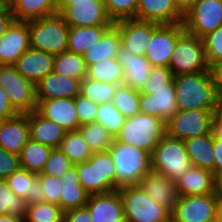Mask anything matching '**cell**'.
Returning <instances> with one entry per match:
<instances>
[{
  "instance_id": "obj_1",
  "label": "cell",
  "mask_w": 222,
  "mask_h": 222,
  "mask_svg": "<svg viewBox=\"0 0 222 222\" xmlns=\"http://www.w3.org/2000/svg\"><path fill=\"white\" fill-rule=\"evenodd\" d=\"M178 110L219 109L213 75L210 71L173 76Z\"/></svg>"
},
{
  "instance_id": "obj_2",
  "label": "cell",
  "mask_w": 222,
  "mask_h": 222,
  "mask_svg": "<svg viewBox=\"0 0 222 222\" xmlns=\"http://www.w3.org/2000/svg\"><path fill=\"white\" fill-rule=\"evenodd\" d=\"M109 152L116 170L115 190L124 186L139 185L141 178L152 169L151 153L146 150L114 139Z\"/></svg>"
},
{
  "instance_id": "obj_3",
  "label": "cell",
  "mask_w": 222,
  "mask_h": 222,
  "mask_svg": "<svg viewBox=\"0 0 222 222\" xmlns=\"http://www.w3.org/2000/svg\"><path fill=\"white\" fill-rule=\"evenodd\" d=\"M165 135V121L160 117L139 113L125 119L122 129L114 139L152 153Z\"/></svg>"
},
{
  "instance_id": "obj_4",
  "label": "cell",
  "mask_w": 222,
  "mask_h": 222,
  "mask_svg": "<svg viewBox=\"0 0 222 222\" xmlns=\"http://www.w3.org/2000/svg\"><path fill=\"white\" fill-rule=\"evenodd\" d=\"M30 47L52 55L67 50L69 25L59 14L28 21Z\"/></svg>"
},
{
  "instance_id": "obj_5",
  "label": "cell",
  "mask_w": 222,
  "mask_h": 222,
  "mask_svg": "<svg viewBox=\"0 0 222 222\" xmlns=\"http://www.w3.org/2000/svg\"><path fill=\"white\" fill-rule=\"evenodd\" d=\"M79 183L89 194L115 190V166L108 151L93 152L88 161L75 165Z\"/></svg>"
},
{
  "instance_id": "obj_6",
  "label": "cell",
  "mask_w": 222,
  "mask_h": 222,
  "mask_svg": "<svg viewBox=\"0 0 222 222\" xmlns=\"http://www.w3.org/2000/svg\"><path fill=\"white\" fill-rule=\"evenodd\" d=\"M117 190L127 222H170V212L152 200L139 185L124 186Z\"/></svg>"
},
{
  "instance_id": "obj_7",
  "label": "cell",
  "mask_w": 222,
  "mask_h": 222,
  "mask_svg": "<svg viewBox=\"0 0 222 222\" xmlns=\"http://www.w3.org/2000/svg\"><path fill=\"white\" fill-rule=\"evenodd\" d=\"M191 166L184 141L171 138L167 134L151 153V168L174 182Z\"/></svg>"
},
{
  "instance_id": "obj_8",
  "label": "cell",
  "mask_w": 222,
  "mask_h": 222,
  "mask_svg": "<svg viewBox=\"0 0 222 222\" xmlns=\"http://www.w3.org/2000/svg\"><path fill=\"white\" fill-rule=\"evenodd\" d=\"M168 68L173 76L210 71L202 38L185 31L177 39Z\"/></svg>"
},
{
  "instance_id": "obj_9",
  "label": "cell",
  "mask_w": 222,
  "mask_h": 222,
  "mask_svg": "<svg viewBox=\"0 0 222 222\" xmlns=\"http://www.w3.org/2000/svg\"><path fill=\"white\" fill-rule=\"evenodd\" d=\"M0 87L8 95L17 114H29L37 108L35 84L23 78L14 65H0Z\"/></svg>"
},
{
  "instance_id": "obj_10",
  "label": "cell",
  "mask_w": 222,
  "mask_h": 222,
  "mask_svg": "<svg viewBox=\"0 0 222 222\" xmlns=\"http://www.w3.org/2000/svg\"><path fill=\"white\" fill-rule=\"evenodd\" d=\"M219 109L178 110L166 122V134L175 139L185 140L211 132L214 115Z\"/></svg>"
},
{
  "instance_id": "obj_11",
  "label": "cell",
  "mask_w": 222,
  "mask_h": 222,
  "mask_svg": "<svg viewBox=\"0 0 222 222\" xmlns=\"http://www.w3.org/2000/svg\"><path fill=\"white\" fill-rule=\"evenodd\" d=\"M185 32L183 22L158 24L153 22V35L147 44L144 57L152 66L168 67L177 44V39Z\"/></svg>"
},
{
  "instance_id": "obj_12",
  "label": "cell",
  "mask_w": 222,
  "mask_h": 222,
  "mask_svg": "<svg viewBox=\"0 0 222 222\" xmlns=\"http://www.w3.org/2000/svg\"><path fill=\"white\" fill-rule=\"evenodd\" d=\"M217 211V194L178 196L170 222H208Z\"/></svg>"
},
{
  "instance_id": "obj_13",
  "label": "cell",
  "mask_w": 222,
  "mask_h": 222,
  "mask_svg": "<svg viewBox=\"0 0 222 222\" xmlns=\"http://www.w3.org/2000/svg\"><path fill=\"white\" fill-rule=\"evenodd\" d=\"M185 31L197 37L215 31L222 25V0H198L184 13Z\"/></svg>"
},
{
  "instance_id": "obj_14",
  "label": "cell",
  "mask_w": 222,
  "mask_h": 222,
  "mask_svg": "<svg viewBox=\"0 0 222 222\" xmlns=\"http://www.w3.org/2000/svg\"><path fill=\"white\" fill-rule=\"evenodd\" d=\"M139 108L141 114L160 117L168 122L178 112L174 80L159 88H142Z\"/></svg>"
},
{
  "instance_id": "obj_15",
  "label": "cell",
  "mask_w": 222,
  "mask_h": 222,
  "mask_svg": "<svg viewBox=\"0 0 222 222\" xmlns=\"http://www.w3.org/2000/svg\"><path fill=\"white\" fill-rule=\"evenodd\" d=\"M57 13L63 17L69 27L113 24L103 0L78 2L72 6H57Z\"/></svg>"
},
{
  "instance_id": "obj_16",
  "label": "cell",
  "mask_w": 222,
  "mask_h": 222,
  "mask_svg": "<svg viewBox=\"0 0 222 222\" xmlns=\"http://www.w3.org/2000/svg\"><path fill=\"white\" fill-rule=\"evenodd\" d=\"M30 47L28 21H14L0 37V65H14Z\"/></svg>"
},
{
  "instance_id": "obj_17",
  "label": "cell",
  "mask_w": 222,
  "mask_h": 222,
  "mask_svg": "<svg viewBox=\"0 0 222 222\" xmlns=\"http://www.w3.org/2000/svg\"><path fill=\"white\" fill-rule=\"evenodd\" d=\"M114 24L119 28L121 45L133 54L143 56L153 35V22L125 19Z\"/></svg>"
},
{
  "instance_id": "obj_18",
  "label": "cell",
  "mask_w": 222,
  "mask_h": 222,
  "mask_svg": "<svg viewBox=\"0 0 222 222\" xmlns=\"http://www.w3.org/2000/svg\"><path fill=\"white\" fill-rule=\"evenodd\" d=\"M86 207L91 213L92 222L126 221L118 190L90 194Z\"/></svg>"
},
{
  "instance_id": "obj_19",
  "label": "cell",
  "mask_w": 222,
  "mask_h": 222,
  "mask_svg": "<svg viewBox=\"0 0 222 222\" xmlns=\"http://www.w3.org/2000/svg\"><path fill=\"white\" fill-rule=\"evenodd\" d=\"M36 111L44 118L63 127L66 131L78 129L75 98L37 101Z\"/></svg>"
},
{
  "instance_id": "obj_20",
  "label": "cell",
  "mask_w": 222,
  "mask_h": 222,
  "mask_svg": "<svg viewBox=\"0 0 222 222\" xmlns=\"http://www.w3.org/2000/svg\"><path fill=\"white\" fill-rule=\"evenodd\" d=\"M139 186L156 203L166 208L170 213L173 211L178 198L174 181L151 169L141 178Z\"/></svg>"
},
{
  "instance_id": "obj_21",
  "label": "cell",
  "mask_w": 222,
  "mask_h": 222,
  "mask_svg": "<svg viewBox=\"0 0 222 222\" xmlns=\"http://www.w3.org/2000/svg\"><path fill=\"white\" fill-rule=\"evenodd\" d=\"M136 19L158 24L183 22L184 14L174 0H138Z\"/></svg>"
},
{
  "instance_id": "obj_22",
  "label": "cell",
  "mask_w": 222,
  "mask_h": 222,
  "mask_svg": "<svg viewBox=\"0 0 222 222\" xmlns=\"http://www.w3.org/2000/svg\"><path fill=\"white\" fill-rule=\"evenodd\" d=\"M14 66L23 78L36 85L53 72L54 55L29 47Z\"/></svg>"
},
{
  "instance_id": "obj_23",
  "label": "cell",
  "mask_w": 222,
  "mask_h": 222,
  "mask_svg": "<svg viewBox=\"0 0 222 222\" xmlns=\"http://www.w3.org/2000/svg\"><path fill=\"white\" fill-rule=\"evenodd\" d=\"M80 87V80L61 76L53 71L35 85L36 100L75 98L80 94Z\"/></svg>"
},
{
  "instance_id": "obj_24",
  "label": "cell",
  "mask_w": 222,
  "mask_h": 222,
  "mask_svg": "<svg viewBox=\"0 0 222 222\" xmlns=\"http://www.w3.org/2000/svg\"><path fill=\"white\" fill-rule=\"evenodd\" d=\"M117 60L123 67V84L136 90H141L147 82L152 65L143 56L133 54L122 45L117 54Z\"/></svg>"
},
{
  "instance_id": "obj_25",
  "label": "cell",
  "mask_w": 222,
  "mask_h": 222,
  "mask_svg": "<svg viewBox=\"0 0 222 222\" xmlns=\"http://www.w3.org/2000/svg\"><path fill=\"white\" fill-rule=\"evenodd\" d=\"M29 139V114H17L2 122L0 147L6 151L19 155Z\"/></svg>"
},
{
  "instance_id": "obj_26",
  "label": "cell",
  "mask_w": 222,
  "mask_h": 222,
  "mask_svg": "<svg viewBox=\"0 0 222 222\" xmlns=\"http://www.w3.org/2000/svg\"><path fill=\"white\" fill-rule=\"evenodd\" d=\"M175 183L178 196L216 194L214 174L199 167L191 166Z\"/></svg>"
},
{
  "instance_id": "obj_27",
  "label": "cell",
  "mask_w": 222,
  "mask_h": 222,
  "mask_svg": "<svg viewBox=\"0 0 222 222\" xmlns=\"http://www.w3.org/2000/svg\"><path fill=\"white\" fill-rule=\"evenodd\" d=\"M66 130L41 116L36 110L29 113L30 139L52 148H59Z\"/></svg>"
},
{
  "instance_id": "obj_28",
  "label": "cell",
  "mask_w": 222,
  "mask_h": 222,
  "mask_svg": "<svg viewBox=\"0 0 222 222\" xmlns=\"http://www.w3.org/2000/svg\"><path fill=\"white\" fill-rule=\"evenodd\" d=\"M60 180L64 183L60 197L61 211L66 212L71 209L85 207L90 194L79 183L75 165L69 168L60 177Z\"/></svg>"
},
{
  "instance_id": "obj_29",
  "label": "cell",
  "mask_w": 222,
  "mask_h": 222,
  "mask_svg": "<svg viewBox=\"0 0 222 222\" xmlns=\"http://www.w3.org/2000/svg\"><path fill=\"white\" fill-rule=\"evenodd\" d=\"M121 46L119 28L113 23L101 37V39L88 48L83 54L86 65H92L103 59L117 58Z\"/></svg>"
},
{
  "instance_id": "obj_30",
  "label": "cell",
  "mask_w": 222,
  "mask_h": 222,
  "mask_svg": "<svg viewBox=\"0 0 222 222\" xmlns=\"http://www.w3.org/2000/svg\"><path fill=\"white\" fill-rule=\"evenodd\" d=\"M192 166L209 170L214 174V151L212 132L184 140Z\"/></svg>"
},
{
  "instance_id": "obj_31",
  "label": "cell",
  "mask_w": 222,
  "mask_h": 222,
  "mask_svg": "<svg viewBox=\"0 0 222 222\" xmlns=\"http://www.w3.org/2000/svg\"><path fill=\"white\" fill-rule=\"evenodd\" d=\"M58 0H10L16 21H30L57 13Z\"/></svg>"
},
{
  "instance_id": "obj_32",
  "label": "cell",
  "mask_w": 222,
  "mask_h": 222,
  "mask_svg": "<svg viewBox=\"0 0 222 222\" xmlns=\"http://www.w3.org/2000/svg\"><path fill=\"white\" fill-rule=\"evenodd\" d=\"M112 24L95 26L69 27L67 50L83 54L93 44L97 43Z\"/></svg>"
},
{
  "instance_id": "obj_33",
  "label": "cell",
  "mask_w": 222,
  "mask_h": 222,
  "mask_svg": "<svg viewBox=\"0 0 222 222\" xmlns=\"http://www.w3.org/2000/svg\"><path fill=\"white\" fill-rule=\"evenodd\" d=\"M52 147L29 139L19 153L21 168L36 174L42 173Z\"/></svg>"
},
{
  "instance_id": "obj_34",
  "label": "cell",
  "mask_w": 222,
  "mask_h": 222,
  "mask_svg": "<svg viewBox=\"0 0 222 222\" xmlns=\"http://www.w3.org/2000/svg\"><path fill=\"white\" fill-rule=\"evenodd\" d=\"M53 71L61 76L82 81L87 75V65L81 54L66 50L54 56Z\"/></svg>"
},
{
  "instance_id": "obj_35",
  "label": "cell",
  "mask_w": 222,
  "mask_h": 222,
  "mask_svg": "<svg viewBox=\"0 0 222 222\" xmlns=\"http://www.w3.org/2000/svg\"><path fill=\"white\" fill-rule=\"evenodd\" d=\"M86 78L94 81L122 85L123 67L117 58L103 59V61L87 66Z\"/></svg>"
},
{
  "instance_id": "obj_36",
  "label": "cell",
  "mask_w": 222,
  "mask_h": 222,
  "mask_svg": "<svg viewBox=\"0 0 222 222\" xmlns=\"http://www.w3.org/2000/svg\"><path fill=\"white\" fill-rule=\"evenodd\" d=\"M59 148L74 165L88 161L93 155L92 150L78 130L67 131Z\"/></svg>"
},
{
  "instance_id": "obj_37",
  "label": "cell",
  "mask_w": 222,
  "mask_h": 222,
  "mask_svg": "<svg viewBox=\"0 0 222 222\" xmlns=\"http://www.w3.org/2000/svg\"><path fill=\"white\" fill-rule=\"evenodd\" d=\"M92 152L108 151L113 144L114 137L98 123L81 125L77 129Z\"/></svg>"
},
{
  "instance_id": "obj_38",
  "label": "cell",
  "mask_w": 222,
  "mask_h": 222,
  "mask_svg": "<svg viewBox=\"0 0 222 222\" xmlns=\"http://www.w3.org/2000/svg\"><path fill=\"white\" fill-rule=\"evenodd\" d=\"M140 90L132 87L117 85L112 103L126 118L140 113Z\"/></svg>"
},
{
  "instance_id": "obj_39",
  "label": "cell",
  "mask_w": 222,
  "mask_h": 222,
  "mask_svg": "<svg viewBox=\"0 0 222 222\" xmlns=\"http://www.w3.org/2000/svg\"><path fill=\"white\" fill-rule=\"evenodd\" d=\"M116 87V84L84 78L81 81L80 94L96 104H103L113 101Z\"/></svg>"
},
{
  "instance_id": "obj_40",
  "label": "cell",
  "mask_w": 222,
  "mask_h": 222,
  "mask_svg": "<svg viewBox=\"0 0 222 222\" xmlns=\"http://www.w3.org/2000/svg\"><path fill=\"white\" fill-rule=\"evenodd\" d=\"M26 211V200L14 194L7 182L0 179V215L8 214L24 220Z\"/></svg>"
},
{
  "instance_id": "obj_41",
  "label": "cell",
  "mask_w": 222,
  "mask_h": 222,
  "mask_svg": "<svg viewBox=\"0 0 222 222\" xmlns=\"http://www.w3.org/2000/svg\"><path fill=\"white\" fill-rule=\"evenodd\" d=\"M125 119L112 102L98 104L95 123L101 124L113 137L122 129Z\"/></svg>"
},
{
  "instance_id": "obj_42",
  "label": "cell",
  "mask_w": 222,
  "mask_h": 222,
  "mask_svg": "<svg viewBox=\"0 0 222 222\" xmlns=\"http://www.w3.org/2000/svg\"><path fill=\"white\" fill-rule=\"evenodd\" d=\"M60 207L48 202L27 205L24 222H62Z\"/></svg>"
},
{
  "instance_id": "obj_43",
  "label": "cell",
  "mask_w": 222,
  "mask_h": 222,
  "mask_svg": "<svg viewBox=\"0 0 222 222\" xmlns=\"http://www.w3.org/2000/svg\"><path fill=\"white\" fill-rule=\"evenodd\" d=\"M109 18L113 23L136 19L138 0H103Z\"/></svg>"
},
{
  "instance_id": "obj_44",
  "label": "cell",
  "mask_w": 222,
  "mask_h": 222,
  "mask_svg": "<svg viewBox=\"0 0 222 222\" xmlns=\"http://www.w3.org/2000/svg\"><path fill=\"white\" fill-rule=\"evenodd\" d=\"M205 56L210 69L222 62V25L202 37Z\"/></svg>"
},
{
  "instance_id": "obj_45",
  "label": "cell",
  "mask_w": 222,
  "mask_h": 222,
  "mask_svg": "<svg viewBox=\"0 0 222 222\" xmlns=\"http://www.w3.org/2000/svg\"><path fill=\"white\" fill-rule=\"evenodd\" d=\"M36 178V173L20 168L6 178L5 181L14 194H16L18 197L26 199L33 181Z\"/></svg>"
},
{
  "instance_id": "obj_46",
  "label": "cell",
  "mask_w": 222,
  "mask_h": 222,
  "mask_svg": "<svg viewBox=\"0 0 222 222\" xmlns=\"http://www.w3.org/2000/svg\"><path fill=\"white\" fill-rule=\"evenodd\" d=\"M74 164L69 158L60 150V148H52L50 157L48 158L42 174L50 176L61 177Z\"/></svg>"
},
{
  "instance_id": "obj_47",
  "label": "cell",
  "mask_w": 222,
  "mask_h": 222,
  "mask_svg": "<svg viewBox=\"0 0 222 222\" xmlns=\"http://www.w3.org/2000/svg\"><path fill=\"white\" fill-rule=\"evenodd\" d=\"M37 177L40 179L41 187L43 188L45 202L56 204L60 207V197L64 184L60 177L42 173L37 174Z\"/></svg>"
},
{
  "instance_id": "obj_48",
  "label": "cell",
  "mask_w": 222,
  "mask_h": 222,
  "mask_svg": "<svg viewBox=\"0 0 222 222\" xmlns=\"http://www.w3.org/2000/svg\"><path fill=\"white\" fill-rule=\"evenodd\" d=\"M78 128L81 125L95 122L98 104L79 94L75 97Z\"/></svg>"
},
{
  "instance_id": "obj_49",
  "label": "cell",
  "mask_w": 222,
  "mask_h": 222,
  "mask_svg": "<svg viewBox=\"0 0 222 222\" xmlns=\"http://www.w3.org/2000/svg\"><path fill=\"white\" fill-rule=\"evenodd\" d=\"M20 168L19 155L10 153L0 147V179L5 180Z\"/></svg>"
},
{
  "instance_id": "obj_50",
  "label": "cell",
  "mask_w": 222,
  "mask_h": 222,
  "mask_svg": "<svg viewBox=\"0 0 222 222\" xmlns=\"http://www.w3.org/2000/svg\"><path fill=\"white\" fill-rule=\"evenodd\" d=\"M173 79V73L165 66H152L147 82L143 88H159Z\"/></svg>"
},
{
  "instance_id": "obj_51",
  "label": "cell",
  "mask_w": 222,
  "mask_h": 222,
  "mask_svg": "<svg viewBox=\"0 0 222 222\" xmlns=\"http://www.w3.org/2000/svg\"><path fill=\"white\" fill-rule=\"evenodd\" d=\"M62 222H92V216L85 206L63 212Z\"/></svg>"
},
{
  "instance_id": "obj_52",
  "label": "cell",
  "mask_w": 222,
  "mask_h": 222,
  "mask_svg": "<svg viewBox=\"0 0 222 222\" xmlns=\"http://www.w3.org/2000/svg\"><path fill=\"white\" fill-rule=\"evenodd\" d=\"M25 200L27 205L36 204L45 201L43 188L41 187V182L38 177L33 181V184Z\"/></svg>"
},
{
  "instance_id": "obj_53",
  "label": "cell",
  "mask_w": 222,
  "mask_h": 222,
  "mask_svg": "<svg viewBox=\"0 0 222 222\" xmlns=\"http://www.w3.org/2000/svg\"><path fill=\"white\" fill-rule=\"evenodd\" d=\"M17 113L10 105L8 95L2 87H0V118L11 119L15 117Z\"/></svg>"
},
{
  "instance_id": "obj_54",
  "label": "cell",
  "mask_w": 222,
  "mask_h": 222,
  "mask_svg": "<svg viewBox=\"0 0 222 222\" xmlns=\"http://www.w3.org/2000/svg\"><path fill=\"white\" fill-rule=\"evenodd\" d=\"M214 176L222 173V140L213 137Z\"/></svg>"
},
{
  "instance_id": "obj_55",
  "label": "cell",
  "mask_w": 222,
  "mask_h": 222,
  "mask_svg": "<svg viewBox=\"0 0 222 222\" xmlns=\"http://www.w3.org/2000/svg\"><path fill=\"white\" fill-rule=\"evenodd\" d=\"M216 91L220 100H222V62L214 65L211 69Z\"/></svg>"
},
{
  "instance_id": "obj_56",
  "label": "cell",
  "mask_w": 222,
  "mask_h": 222,
  "mask_svg": "<svg viewBox=\"0 0 222 222\" xmlns=\"http://www.w3.org/2000/svg\"><path fill=\"white\" fill-rule=\"evenodd\" d=\"M211 132L215 139L222 140V116L218 112L212 119Z\"/></svg>"
},
{
  "instance_id": "obj_57",
  "label": "cell",
  "mask_w": 222,
  "mask_h": 222,
  "mask_svg": "<svg viewBox=\"0 0 222 222\" xmlns=\"http://www.w3.org/2000/svg\"><path fill=\"white\" fill-rule=\"evenodd\" d=\"M14 21V15H0V37L8 30Z\"/></svg>"
},
{
  "instance_id": "obj_58",
  "label": "cell",
  "mask_w": 222,
  "mask_h": 222,
  "mask_svg": "<svg viewBox=\"0 0 222 222\" xmlns=\"http://www.w3.org/2000/svg\"><path fill=\"white\" fill-rule=\"evenodd\" d=\"M198 0H174L179 10L184 14L188 11Z\"/></svg>"
},
{
  "instance_id": "obj_59",
  "label": "cell",
  "mask_w": 222,
  "mask_h": 222,
  "mask_svg": "<svg viewBox=\"0 0 222 222\" xmlns=\"http://www.w3.org/2000/svg\"><path fill=\"white\" fill-rule=\"evenodd\" d=\"M0 15H13L10 0H0Z\"/></svg>"
},
{
  "instance_id": "obj_60",
  "label": "cell",
  "mask_w": 222,
  "mask_h": 222,
  "mask_svg": "<svg viewBox=\"0 0 222 222\" xmlns=\"http://www.w3.org/2000/svg\"><path fill=\"white\" fill-rule=\"evenodd\" d=\"M0 222H24V220L16 216L4 214L0 215Z\"/></svg>"
},
{
  "instance_id": "obj_61",
  "label": "cell",
  "mask_w": 222,
  "mask_h": 222,
  "mask_svg": "<svg viewBox=\"0 0 222 222\" xmlns=\"http://www.w3.org/2000/svg\"><path fill=\"white\" fill-rule=\"evenodd\" d=\"M94 0H58L57 6H72L78 2H91Z\"/></svg>"
},
{
  "instance_id": "obj_62",
  "label": "cell",
  "mask_w": 222,
  "mask_h": 222,
  "mask_svg": "<svg viewBox=\"0 0 222 222\" xmlns=\"http://www.w3.org/2000/svg\"><path fill=\"white\" fill-rule=\"evenodd\" d=\"M216 194L222 196V173L215 178Z\"/></svg>"
},
{
  "instance_id": "obj_63",
  "label": "cell",
  "mask_w": 222,
  "mask_h": 222,
  "mask_svg": "<svg viewBox=\"0 0 222 222\" xmlns=\"http://www.w3.org/2000/svg\"><path fill=\"white\" fill-rule=\"evenodd\" d=\"M217 216L222 221V196H218V211Z\"/></svg>"
},
{
  "instance_id": "obj_64",
  "label": "cell",
  "mask_w": 222,
  "mask_h": 222,
  "mask_svg": "<svg viewBox=\"0 0 222 222\" xmlns=\"http://www.w3.org/2000/svg\"><path fill=\"white\" fill-rule=\"evenodd\" d=\"M208 222H222V221L220 220V218L218 216H216Z\"/></svg>"
},
{
  "instance_id": "obj_65",
  "label": "cell",
  "mask_w": 222,
  "mask_h": 222,
  "mask_svg": "<svg viewBox=\"0 0 222 222\" xmlns=\"http://www.w3.org/2000/svg\"><path fill=\"white\" fill-rule=\"evenodd\" d=\"M218 113L222 116V100L219 102V111Z\"/></svg>"
},
{
  "instance_id": "obj_66",
  "label": "cell",
  "mask_w": 222,
  "mask_h": 222,
  "mask_svg": "<svg viewBox=\"0 0 222 222\" xmlns=\"http://www.w3.org/2000/svg\"><path fill=\"white\" fill-rule=\"evenodd\" d=\"M3 121H4V119L0 118V127H1Z\"/></svg>"
}]
</instances>
